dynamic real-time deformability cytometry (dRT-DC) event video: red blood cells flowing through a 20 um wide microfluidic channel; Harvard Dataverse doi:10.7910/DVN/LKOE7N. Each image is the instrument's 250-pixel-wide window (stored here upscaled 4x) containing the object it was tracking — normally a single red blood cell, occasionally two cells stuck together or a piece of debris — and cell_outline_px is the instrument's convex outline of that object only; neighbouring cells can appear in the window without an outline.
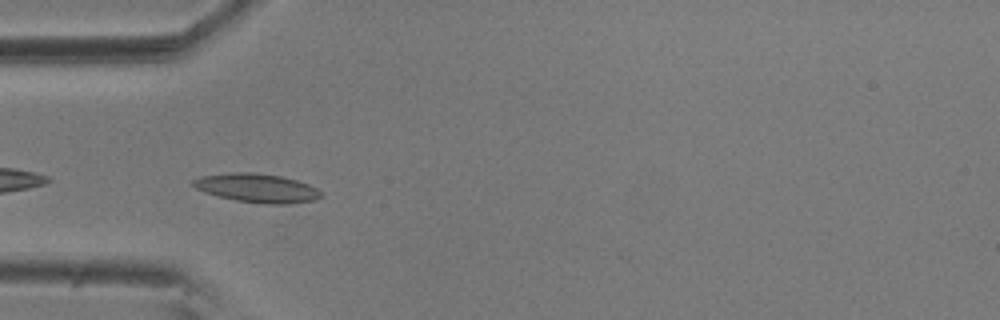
{"species": "common noctule bat (a hibernating species)", "species_latin": "Nyctalus noctula", "temperature_condition": "room temperature", "stored_images_in_passage": 6, "camera_frame_rate_fps": 3000, "um_per_image_px": 0.085, "animal": {"sex": "male", "body_mass_g": 20.5, "forearm_length_mm": 52.5}, "frame": {"image": 1, "passage_image": 2, "time_ms": 0.333, "image_size_px": [1000, 320], "cell_outline_px": [[324, 196], [316, 200], [288, 204], [264, 204], [236, 200], [204, 192], [188, 184], [192, 180], [200, 176], [232, 172], [248, 172], [280, 176], [296, 180], [308, 184], [316, 188]], "centroid_in_image_um": [21.83, 15.98], "position_along_channel_um": 63.2, "area_um2": 21.5}}
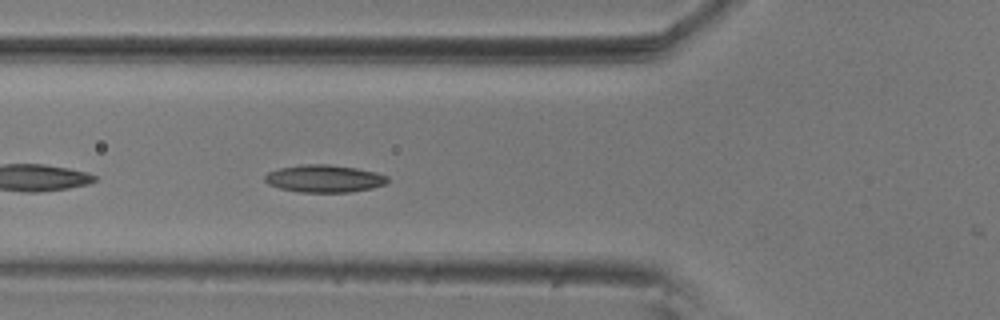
{"frame": {"image": 2, "passage_image": 5, "time_ms": 1.333, "image_size_px": [1000, 320], "cell_outline_px": [[388, 180], [384, 184], [372, 188], [348, 192], [300, 192], [280, 188], [268, 184], [264, 180], [264, 176], [268, 172], [280, 168], [300, 164], [328, 164], [356, 168], [376, 172], [388, 176]], "centroid_in_image_um": [27.54, 15.17], "position_along_channel_um": 98.3, "area_um2": 19.59}}